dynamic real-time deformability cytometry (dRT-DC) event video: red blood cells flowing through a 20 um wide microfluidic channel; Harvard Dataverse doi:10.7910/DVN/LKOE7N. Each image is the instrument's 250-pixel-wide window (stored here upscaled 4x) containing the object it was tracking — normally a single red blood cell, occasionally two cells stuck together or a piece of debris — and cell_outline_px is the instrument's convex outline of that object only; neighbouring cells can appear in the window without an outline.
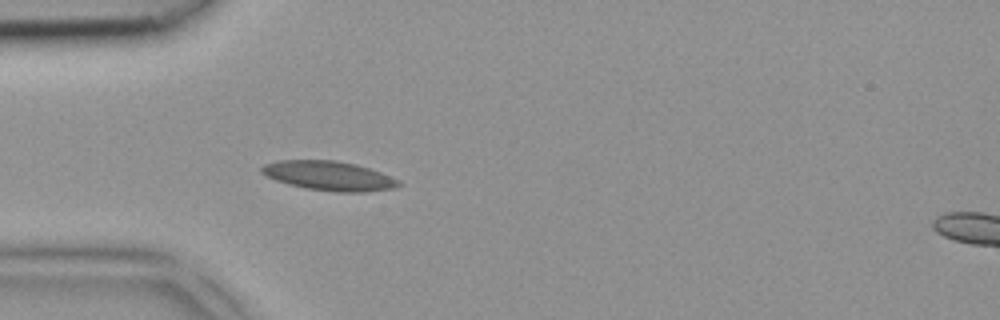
{"species": "common noctule bat (a hibernating species)", "species_latin": "Nyctalus noctula", "temperature_condition": "room temperature", "stored_images_in_passage": 4, "segment_of_instrument_passage": [1, 2], "camera_frame_rate_fps": 3000, "um_per_image_px": 0.085, "animal": {"sex": "female", "body_mass_g": 18.4}, "frame": {"image": 1, "passage_image": 3, "time_ms": 0.667, "image_size_px": [1000, 320], "cell_outline_px": [[404, 184], [396, 188], [368, 192], [336, 192], [304, 188], [288, 184], [264, 176], [260, 172], [260, 168], [264, 164], [276, 160], [336, 160], [356, 164], [380, 172], [400, 180]], "centroid_in_image_um": [27.96, 14.95], "position_along_channel_um": 57.0, "area_um2": 23.81}}